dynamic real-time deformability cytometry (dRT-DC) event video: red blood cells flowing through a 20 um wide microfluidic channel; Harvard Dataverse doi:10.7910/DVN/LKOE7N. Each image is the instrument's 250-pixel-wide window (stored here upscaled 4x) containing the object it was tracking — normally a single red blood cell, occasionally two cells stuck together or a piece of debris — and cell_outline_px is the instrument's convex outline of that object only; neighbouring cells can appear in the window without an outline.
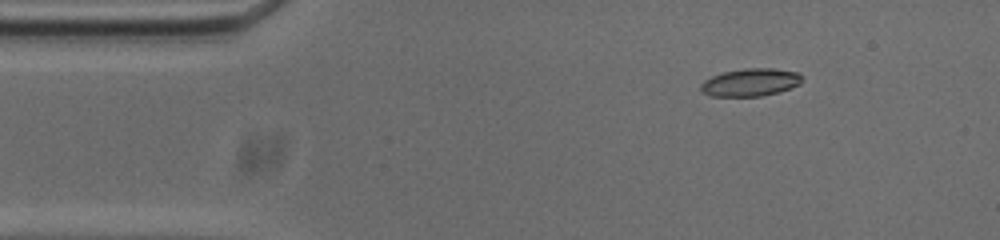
{"species": "common noctule bat (a hibernating species)", "species_latin": "Nyctalus noctula", "temperature_condition": "cold", "stored_images_in_passage": 48, "camera_frame_rate_fps": 3000, "um_per_image_px": 0.085, "animal": {"sex": "male", "body_mass_g": 20.0, "forearm_length_mm": 53.3}, "frame": {"image": 1, "passage_image": 1, "time_ms": 0.0, "image_size_px": [1000, 240], "cell_outline_px": [[804, 80], [800, 84], [776, 92], [760, 96], [712, 96], [704, 92], [700, 88], [700, 84], [704, 80], [712, 76], [724, 72], [744, 68], [772, 68], [796, 72], [804, 76]], "centroid_in_image_um": [63.8, 6.99], "position_along_channel_um": 21.2, "area_um2": 16.24}}
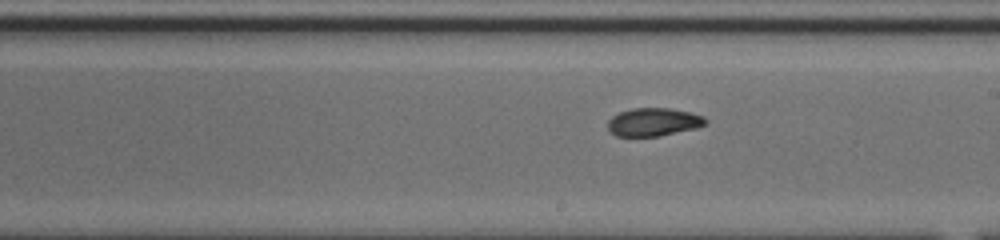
{"frame": {"image": 2, "passage_image": 23, "time_ms": 7.333, "image_size_px": [1000, 240], "cell_outline_px": [[708, 124], [696, 128], [660, 136], [616, 136], [608, 128], [608, 120], [612, 116], [620, 112], [632, 108], [672, 108], [704, 116], [708, 120]], "centroid_in_image_um": [55.58, 10.37], "position_along_channel_um": 233.4, "area_um2": 16.07}}
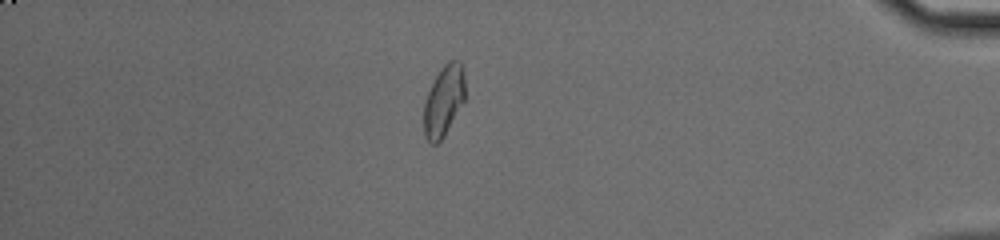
{"frame": {"image": 3, "passage_image": 40, "time_ms": 13.0, "image_size_px": [1000, 240], "cell_outline_px": [[464, 100], [444, 136], [436, 144], [432, 144], [424, 136], [424, 104], [428, 92], [440, 68], [448, 60], [460, 60], [464, 68]], "centroid_in_image_um": [37.72, 8.53], "position_along_channel_um": 397.5, "area_um2": 16.88}, "authors_computed_cell_mechanics": {"area_um2": 16.762, "velocity_mm_per_s": 3.7329, "shape_relaxation_time_tau1_ms": null, "shape_relaxation_time_tau2_ms": 4.1167, "deformation_change_tau1": null, "deformation_change_tau2": 0.0852}}